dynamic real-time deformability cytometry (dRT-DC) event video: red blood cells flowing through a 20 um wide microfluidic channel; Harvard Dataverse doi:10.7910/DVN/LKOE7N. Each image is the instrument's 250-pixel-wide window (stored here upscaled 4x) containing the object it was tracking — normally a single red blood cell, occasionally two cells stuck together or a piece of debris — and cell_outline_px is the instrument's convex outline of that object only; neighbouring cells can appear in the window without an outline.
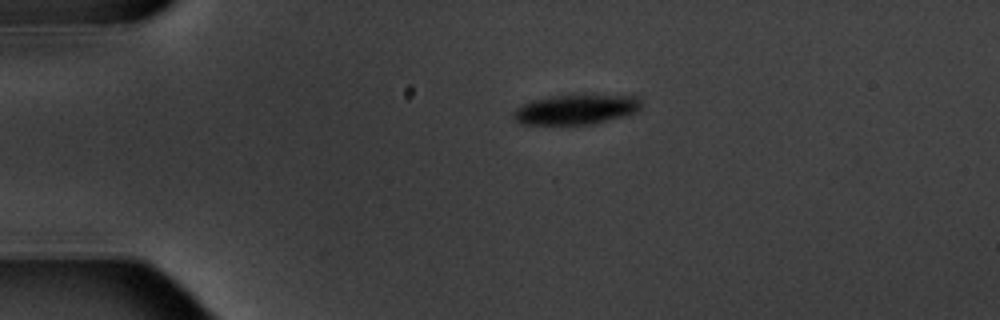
{"species": "common noctule bat (a hibernating species)", "species_latin": "Nyctalus noctula", "temperature_condition": "warm", "stored_images_in_passage": 3, "camera_frame_rate_fps": 3000, "um_per_image_px": 0.085, "animal": {"sex": "male", "body_mass_g": 20.1, "forearm_length_mm": 53.5}, "frame": {"image": 1, "passage_image": 1, "time_ms": 0.0, "image_size_px": [1000, 320], "cell_outline_px": [[640, 108], [636, 112], [624, 116], [592, 124], [572, 128], [520, 124], [512, 120], [512, 112], [516, 108], [532, 100], [552, 96], [640, 96]], "centroid_in_image_um": [48.85, 9.38], "position_along_channel_um": 36.1, "area_um2": 23.0}}
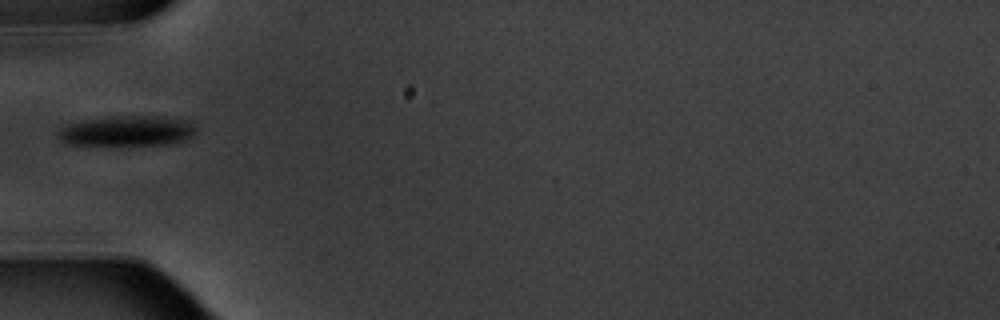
{"frame": {"image": 2, "passage_image": 3, "time_ms": 2.333, "image_size_px": [1000, 320], "cell_outline_px": [[196, 132], [192, 136], [184, 140], [168, 144], [68, 144], [60, 140], [56, 132], [64, 124], [84, 120], [112, 116], [156, 116], [192, 120], [196, 128]], "centroid_in_image_um": [10.82, 11.11], "position_along_channel_um": 74.2, "area_um2": 24.39}}